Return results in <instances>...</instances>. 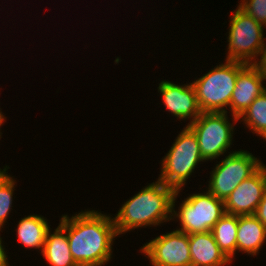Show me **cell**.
<instances>
[{"label": "cell", "mask_w": 266, "mask_h": 266, "mask_svg": "<svg viewBox=\"0 0 266 266\" xmlns=\"http://www.w3.org/2000/svg\"><path fill=\"white\" fill-rule=\"evenodd\" d=\"M253 134L266 138V91L259 95L238 118Z\"/></svg>", "instance_id": "obj_18"}, {"label": "cell", "mask_w": 266, "mask_h": 266, "mask_svg": "<svg viewBox=\"0 0 266 266\" xmlns=\"http://www.w3.org/2000/svg\"><path fill=\"white\" fill-rule=\"evenodd\" d=\"M227 112H202L192 123L187 125L196 134L199 150L204 161L218 159L227 153L233 140L234 123L238 118L232 116L231 123Z\"/></svg>", "instance_id": "obj_7"}, {"label": "cell", "mask_w": 266, "mask_h": 266, "mask_svg": "<svg viewBox=\"0 0 266 266\" xmlns=\"http://www.w3.org/2000/svg\"><path fill=\"white\" fill-rule=\"evenodd\" d=\"M264 81L265 76L255 64H247L238 73L229 106L231 116L239 118L250 104L266 91Z\"/></svg>", "instance_id": "obj_12"}, {"label": "cell", "mask_w": 266, "mask_h": 266, "mask_svg": "<svg viewBox=\"0 0 266 266\" xmlns=\"http://www.w3.org/2000/svg\"><path fill=\"white\" fill-rule=\"evenodd\" d=\"M179 193V190L176 191L172 199V220L177 218L181 226L176 230L188 235L211 231L226 213L224 201L216 198L208 190L204 193H193L184 198L177 212L175 202Z\"/></svg>", "instance_id": "obj_5"}, {"label": "cell", "mask_w": 266, "mask_h": 266, "mask_svg": "<svg viewBox=\"0 0 266 266\" xmlns=\"http://www.w3.org/2000/svg\"><path fill=\"white\" fill-rule=\"evenodd\" d=\"M172 187L159 179L124 202L113 218L118 235L140 227L158 226L172 220Z\"/></svg>", "instance_id": "obj_2"}, {"label": "cell", "mask_w": 266, "mask_h": 266, "mask_svg": "<svg viewBox=\"0 0 266 266\" xmlns=\"http://www.w3.org/2000/svg\"><path fill=\"white\" fill-rule=\"evenodd\" d=\"M255 65L259 68L260 72L266 77V40L265 46L263 47L262 53L260 55V59H258Z\"/></svg>", "instance_id": "obj_22"}, {"label": "cell", "mask_w": 266, "mask_h": 266, "mask_svg": "<svg viewBox=\"0 0 266 266\" xmlns=\"http://www.w3.org/2000/svg\"><path fill=\"white\" fill-rule=\"evenodd\" d=\"M191 266H224L232 261L217 245L211 231L189 235Z\"/></svg>", "instance_id": "obj_13"}, {"label": "cell", "mask_w": 266, "mask_h": 266, "mask_svg": "<svg viewBox=\"0 0 266 266\" xmlns=\"http://www.w3.org/2000/svg\"><path fill=\"white\" fill-rule=\"evenodd\" d=\"M158 93L161 94L165 108L178 119H190L194 122L202 113L197 102L192 83L178 85L163 80L159 83Z\"/></svg>", "instance_id": "obj_11"}, {"label": "cell", "mask_w": 266, "mask_h": 266, "mask_svg": "<svg viewBox=\"0 0 266 266\" xmlns=\"http://www.w3.org/2000/svg\"><path fill=\"white\" fill-rule=\"evenodd\" d=\"M266 241V228L255 215H239L237 230V252L253 257L259 254Z\"/></svg>", "instance_id": "obj_14"}, {"label": "cell", "mask_w": 266, "mask_h": 266, "mask_svg": "<svg viewBox=\"0 0 266 266\" xmlns=\"http://www.w3.org/2000/svg\"><path fill=\"white\" fill-rule=\"evenodd\" d=\"M59 224L66 230L78 266H103L111 260L114 238L118 237L111 215L84 210L72 217L62 215Z\"/></svg>", "instance_id": "obj_1"}, {"label": "cell", "mask_w": 266, "mask_h": 266, "mask_svg": "<svg viewBox=\"0 0 266 266\" xmlns=\"http://www.w3.org/2000/svg\"><path fill=\"white\" fill-rule=\"evenodd\" d=\"M229 22L228 54L225 60L255 64L265 46L264 26L238 6Z\"/></svg>", "instance_id": "obj_6"}, {"label": "cell", "mask_w": 266, "mask_h": 266, "mask_svg": "<svg viewBox=\"0 0 266 266\" xmlns=\"http://www.w3.org/2000/svg\"><path fill=\"white\" fill-rule=\"evenodd\" d=\"M2 242V237L0 236V266H10L8 262V255L6 254L7 252H5V247L2 245Z\"/></svg>", "instance_id": "obj_23"}, {"label": "cell", "mask_w": 266, "mask_h": 266, "mask_svg": "<svg viewBox=\"0 0 266 266\" xmlns=\"http://www.w3.org/2000/svg\"><path fill=\"white\" fill-rule=\"evenodd\" d=\"M140 252L152 266H191L189 235L179 230L157 236L144 244Z\"/></svg>", "instance_id": "obj_9"}, {"label": "cell", "mask_w": 266, "mask_h": 266, "mask_svg": "<svg viewBox=\"0 0 266 266\" xmlns=\"http://www.w3.org/2000/svg\"><path fill=\"white\" fill-rule=\"evenodd\" d=\"M161 160L159 180L175 191H181L202 159L196 134L187 125L178 134Z\"/></svg>", "instance_id": "obj_4"}, {"label": "cell", "mask_w": 266, "mask_h": 266, "mask_svg": "<svg viewBox=\"0 0 266 266\" xmlns=\"http://www.w3.org/2000/svg\"><path fill=\"white\" fill-rule=\"evenodd\" d=\"M10 167L7 165V166H4V169L2 170L1 168H0V180L5 176V174L6 173H8V172H6L8 169H9Z\"/></svg>", "instance_id": "obj_25"}, {"label": "cell", "mask_w": 266, "mask_h": 266, "mask_svg": "<svg viewBox=\"0 0 266 266\" xmlns=\"http://www.w3.org/2000/svg\"><path fill=\"white\" fill-rule=\"evenodd\" d=\"M194 81L198 106L201 112H227L236 85L238 73L246 63L225 60Z\"/></svg>", "instance_id": "obj_3"}, {"label": "cell", "mask_w": 266, "mask_h": 266, "mask_svg": "<svg viewBox=\"0 0 266 266\" xmlns=\"http://www.w3.org/2000/svg\"><path fill=\"white\" fill-rule=\"evenodd\" d=\"M6 117L3 115V112L0 109V139L2 138L1 126L4 125ZM4 122V123H3Z\"/></svg>", "instance_id": "obj_24"}, {"label": "cell", "mask_w": 266, "mask_h": 266, "mask_svg": "<svg viewBox=\"0 0 266 266\" xmlns=\"http://www.w3.org/2000/svg\"><path fill=\"white\" fill-rule=\"evenodd\" d=\"M266 190V165L242 181L224 201L225 212L231 215H254Z\"/></svg>", "instance_id": "obj_10"}, {"label": "cell", "mask_w": 266, "mask_h": 266, "mask_svg": "<svg viewBox=\"0 0 266 266\" xmlns=\"http://www.w3.org/2000/svg\"><path fill=\"white\" fill-rule=\"evenodd\" d=\"M238 215L225 213L211 229V233L223 253L231 260L237 252Z\"/></svg>", "instance_id": "obj_17"}, {"label": "cell", "mask_w": 266, "mask_h": 266, "mask_svg": "<svg viewBox=\"0 0 266 266\" xmlns=\"http://www.w3.org/2000/svg\"><path fill=\"white\" fill-rule=\"evenodd\" d=\"M49 226L47 219L38 214L21 218L15 230L19 243L21 242L26 248H34L42 252Z\"/></svg>", "instance_id": "obj_16"}, {"label": "cell", "mask_w": 266, "mask_h": 266, "mask_svg": "<svg viewBox=\"0 0 266 266\" xmlns=\"http://www.w3.org/2000/svg\"><path fill=\"white\" fill-rule=\"evenodd\" d=\"M238 7L258 23L266 26V0H241Z\"/></svg>", "instance_id": "obj_20"}, {"label": "cell", "mask_w": 266, "mask_h": 266, "mask_svg": "<svg viewBox=\"0 0 266 266\" xmlns=\"http://www.w3.org/2000/svg\"><path fill=\"white\" fill-rule=\"evenodd\" d=\"M41 254L49 266H78L70 252L66 230L60 224L53 232L48 230Z\"/></svg>", "instance_id": "obj_15"}, {"label": "cell", "mask_w": 266, "mask_h": 266, "mask_svg": "<svg viewBox=\"0 0 266 266\" xmlns=\"http://www.w3.org/2000/svg\"><path fill=\"white\" fill-rule=\"evenodd\" d=\"M254 215L266 228V190L258 207L256 208Z\"/></svg>", "instance_id": "obj_21"}, {"label": "cell", "mask_w": 266, "mask_h": 266, "mask_svg": "<svg viewBox=\"0 0 266 266\" xmlns=\"http://www.w3.org/2000/svg\"><path fill=\"white\" fill-rule=\"evenodd\" d=\"M16 180L7 173L0 180V229L5 226L8 215L12 209L13 194L15 189Z\"/></svg>", "instance_id": "obj_19"}, {"label": "cell", "mask_w": 266, "mask_h": 266, "mask_svg": "<svg viewBox=\"0 0 266 266\" xmlns=\"http://www.w3.org/2000/svg\"><path fill=\"white\" fill-rule=\"evenodd\" d=\"M220 162L210 172L207 190L223 201L242 181L248 179L263 165L252 153L241 149L229 152Z\"/></svg>", "instance_id": "obj_8"}]
</instances>
